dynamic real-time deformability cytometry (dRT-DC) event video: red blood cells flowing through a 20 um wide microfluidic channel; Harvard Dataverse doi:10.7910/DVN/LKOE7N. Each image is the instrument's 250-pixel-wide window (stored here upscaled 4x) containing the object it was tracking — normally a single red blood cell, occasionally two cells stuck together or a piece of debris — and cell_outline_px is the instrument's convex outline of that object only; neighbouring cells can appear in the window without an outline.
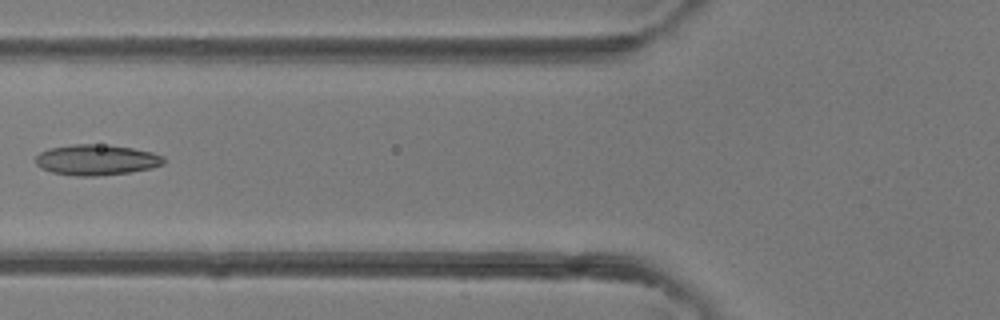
{"species": "common noctule bat (a hibernating species)", "species_latin": "Nyctalus noctula", "temperature_condition": "room temperature", "stored_images_in_passage": 5, "camera_frame_rate_fps": 3000, "um_per_image_px": 0.085, "animal": {"sex": "female"}, "frame": {"image": 1, "passage_image": 5, "time_ms": 4.667, "image_size_px": [1000, 320], "cell_outline_px": [[164, 164], [152, 168], [132, 172], [96, 176], [76, 176], [52, 172], [40, 168], [36, 164], [36, 156], [40, 152], [48, 148], [72, 144], [92, 144], [132, 148], [152, 152], [164, 156]], "centroid_in_image_um": [8.19, 13.59], "position_along_channel_um": 117.6, "area_um2": 22.89}}